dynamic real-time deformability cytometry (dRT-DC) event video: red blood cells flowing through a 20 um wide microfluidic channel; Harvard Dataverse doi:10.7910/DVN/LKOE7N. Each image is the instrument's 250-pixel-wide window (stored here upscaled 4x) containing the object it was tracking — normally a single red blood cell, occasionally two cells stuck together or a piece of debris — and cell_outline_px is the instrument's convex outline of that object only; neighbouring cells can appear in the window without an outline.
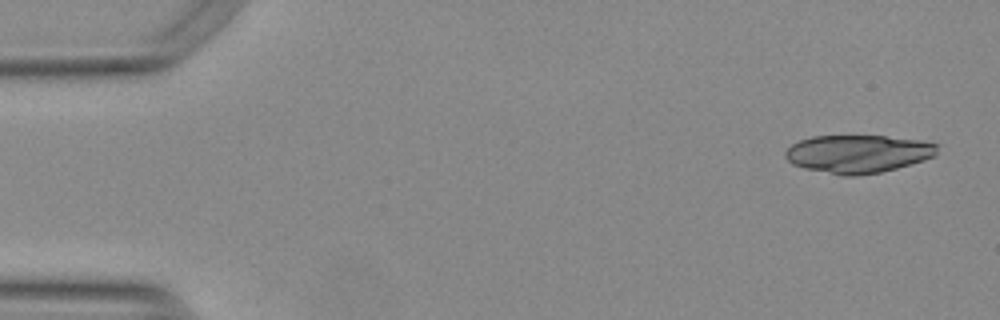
{"species": "Egyptian fruit bat (a non-hibernating species)", "species_latin": "Rousettus aegyptiacus", "temperature_condition": "warm", "stored_images_in_passage": 46, "camera_frame_rate_fps": 3000, "um_per_image_px": 0.085, "animal": {"sex": "female"}, "frame": {"image": 1, "passage_image": 1, "time_ms": 0.0, "image_size_px": [1000, 320], "cell_outline_px": [[936, 156], [924, 160], [896, 168], [880, 172], [856, 176], [844, 176], [804, 168], [792, 164], [784, 156], [784, 152], [792, 144], [800, 140], [812, 136], [884, 136], [924, 140], [936, 144]], "centroid_in_image_um": [72.92, 13.07], "position_along_channel_um": 12.1, "area_um2": 33.64}}
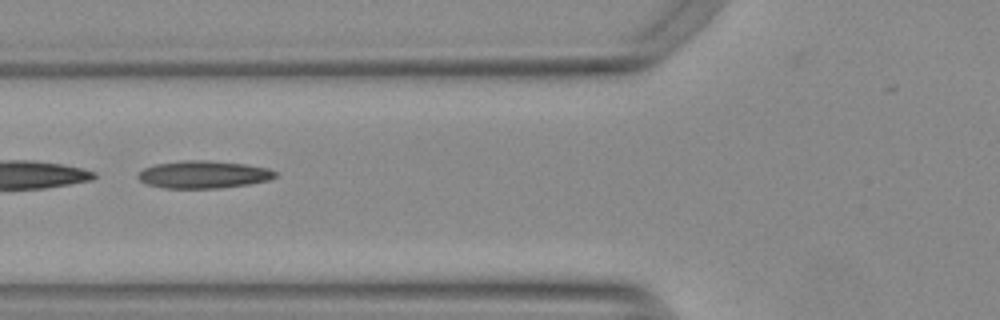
{"frame": {"image": 2, "passage_image": 19, "time_ms": 6.0, "image_size_px": [1000, 320], "cell_outline_px": [[276, 176], [268, 180], [248, 184], [220, 188], [164, 188], [148, 184], [140, 180], [136, 176], [144, 168], [156, 164], [180, 160], [208, 160], [244, 164], [268, 168], [276, 172]], "centroid_in_image_um": [17.28, 14.83], "position_along_channel_um": 108.5, "area_um2": 21.91}}